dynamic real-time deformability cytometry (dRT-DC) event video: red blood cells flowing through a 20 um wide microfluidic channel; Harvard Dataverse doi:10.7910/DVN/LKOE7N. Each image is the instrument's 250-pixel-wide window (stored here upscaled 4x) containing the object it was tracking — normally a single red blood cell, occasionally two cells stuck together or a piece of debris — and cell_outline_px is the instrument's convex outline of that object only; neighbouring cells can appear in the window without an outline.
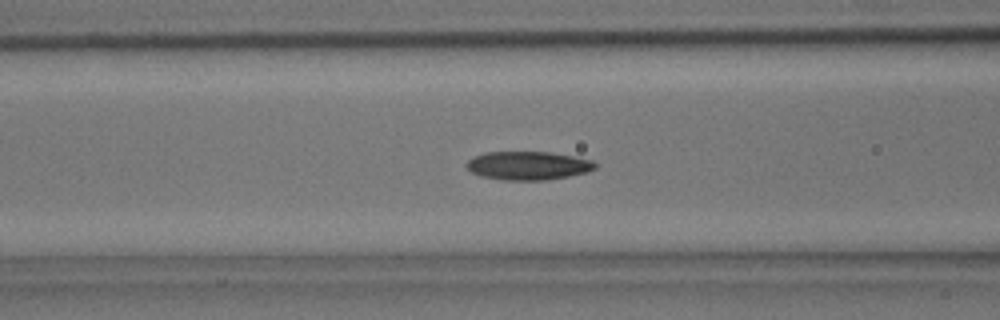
{"species": "common noctule bat (a hibernating species)", "species_latin": "Nyctalus noctula", "temperature_condition": "room temperature", "stored_images_in_passage": 39, "camera_frame_rate_fps": 3000, "um_per_image_px": 0.085, "animal": {"sex": "male", "body_mass_g": 15.6}, "frame": {"image": 1, "passage_image": 12, "time_ms": 3.667, "image_size_px": [1000, 320], "cell_outline_px": [[596, 168], [588, 172], [568, 176], [544, 180], [500, 180], [480, 176], [472, 172], [464, 164], [472, 156], [484, 152], [548, 152], [572, 156], [592, 160], [596, 164]], "centroid_in_image_um": [44.84, 14.08], "position_along_channel_um": 121.8, "area_um2": 21.44}}